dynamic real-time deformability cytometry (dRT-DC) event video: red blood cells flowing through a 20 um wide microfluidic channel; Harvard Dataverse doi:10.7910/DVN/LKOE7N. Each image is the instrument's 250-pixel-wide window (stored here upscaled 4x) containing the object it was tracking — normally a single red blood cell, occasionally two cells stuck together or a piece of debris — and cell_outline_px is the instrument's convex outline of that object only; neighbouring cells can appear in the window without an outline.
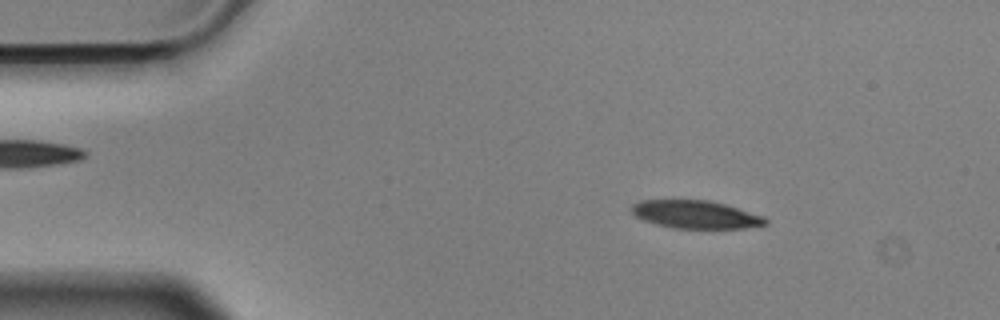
{"species": "Egyptian fruit bat (a non-hibernating species)", "species_latin": "Rousettus aegyptiacus", "temperature_condition": "cold", "stored_images_in_passage": 55, "camera_frame_rate_fps": 3000, "um_per_image_px": 0.085, "animal": {"sex": "male"}, "frame": {"image": 1, "passage_image": 8, "time_ms": 2.333, "image_size_px": [1000, 320], "cell_outline_px": [[768, 224], [744, 228], [672, 228], [656, 224], [644, 220], [636, 216], [632, 212], [632, 204], [640, 200], [708, 200], [724, 204], [764, 216], [768, 220]], "centroid_in_image_um": [59.13, 18.23], "position_along_channel_um": 25.9, "area_um2": 21.68}}
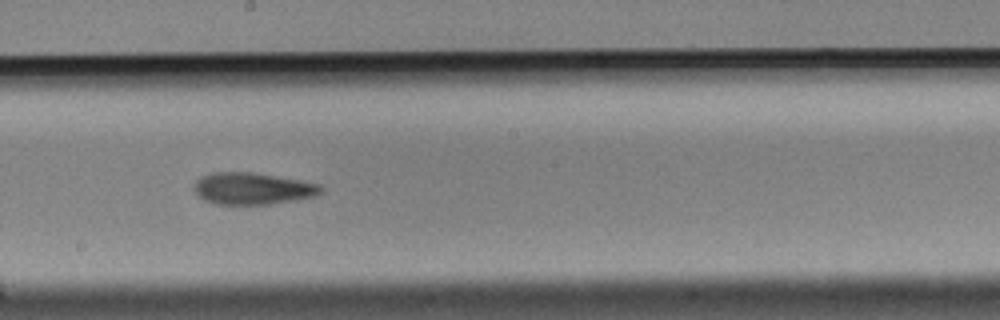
{"frame": {"image": 2, "passage_image": 30, "time_ms": 9.667, "image_size_px": [1000, 320], "cell_outline_px": [[324, 188], [316, 196], [296, 200], [268, 204], [216, 204], [204, 200], [196, 192], [196, 180], [200, 176], [212, 172], [252, 172], [300, 180], [320, 184]], "centroid_in_image_um": [21.49, 16.02], "position_along_channel_um": 226.7, "area_um2": 23.41}}
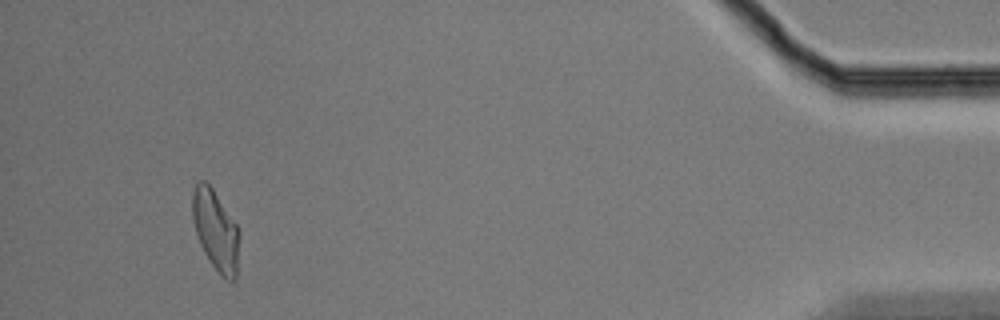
{"frame": {"image": 3, "passage_image": 52, "time_ms": 17.0, "image_size_px": [1000, 320], "cell_outline_px": [[240, 236], [236, 280], [228, 280], [220, 276], [204, 252], [200, 244], [196, 232], [192, 216], [192, 192], [196, 184], [200, 180], [204, 180], [212, 188], [240, 228]], "centroid_in_image_um": [18.36, 19.59], "position_along_channel_um": 416.8, "area_um2": 22.14}, "authors_computed_cell_mechanics": {"area_um2": 22.8888, "velocity_mm_per_s": 3.5603, "shape_relaxation_time_tau1_ms": 6.813, "shape_relaxation_time_tau2_ms": 6.2886, "deformation_change_tau1": 0.1677, "deformation_change_tau2": 0.1469}}